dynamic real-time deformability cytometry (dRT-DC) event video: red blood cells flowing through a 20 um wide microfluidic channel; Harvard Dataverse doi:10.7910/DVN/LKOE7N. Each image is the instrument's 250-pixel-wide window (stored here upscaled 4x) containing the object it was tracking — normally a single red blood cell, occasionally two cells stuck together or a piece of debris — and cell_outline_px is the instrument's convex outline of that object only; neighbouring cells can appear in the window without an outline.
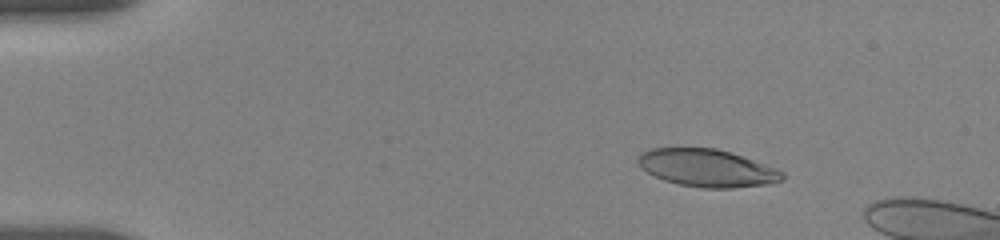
{"species": "human", "species_latin": "Homo sapiens", "temperature_condition": "room temperature", "stored_images_in_passage": 10, "camera_frame_rate_fps": 3000, "um_per_image_px": 0.085, "donor": {"sex": "female"}, "frame": {"image": 1, "passage_image": 4, "time_ms": 1.333, "image_size_px": [1000, 240], "cell_outline_px": [[784, 180], [772, 184], [732, 188], [704, 188], [680, 184], [664, 180], [640, 168], [636, 160], [636, 156], [640, 152], [648, 148], [716, 148], [732, 152], [776, 168], [784, 172]], "centroid_in_image_um": [60.1, 14.27], "position_along_channel_um": 24.9, "area_um2": 31.91}}